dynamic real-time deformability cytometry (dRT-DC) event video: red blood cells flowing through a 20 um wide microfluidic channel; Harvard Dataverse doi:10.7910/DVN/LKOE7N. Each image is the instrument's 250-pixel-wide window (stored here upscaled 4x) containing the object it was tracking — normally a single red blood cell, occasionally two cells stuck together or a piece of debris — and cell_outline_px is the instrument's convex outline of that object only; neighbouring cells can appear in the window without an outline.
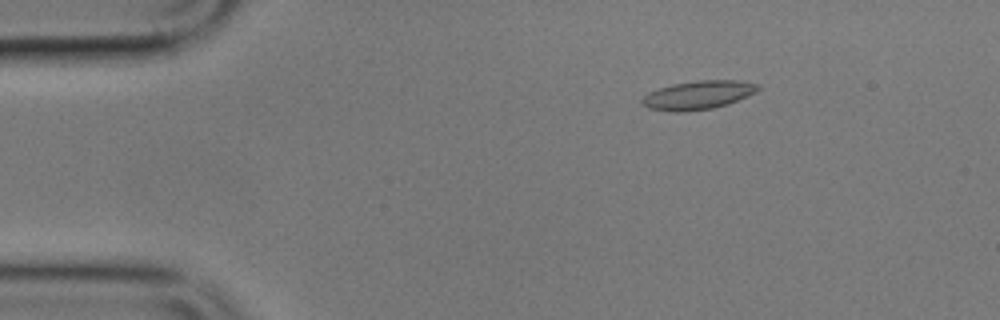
{"species": "common noctule bat (a hibernating species)", "species_latin": "Nyctalus noctula", "temperature_condition": "cold", "stored_images_in_passage": 5, "camera_frame_rate_fps": 3000, "um_per_image_px": 0.085, "animal": {"sex": "male", "body_mass_g": 17.9}, "frame": {"image": 1, "passage_image": 3, "time_ms": 2.0, "image_size_px": [1000, 320], "cell_outline_px": [[760, 88], [728, 104], [712, 108], [680, 112], [672, 112], [648, 108], [640, 100], [648, 92], [672, 84], [696, 80], [736, 80], [760, 84]], "centroid_in_image_um": [59.29, 8.07], "position_along_channel_um": 25.7, "area_um2": 19.07}}
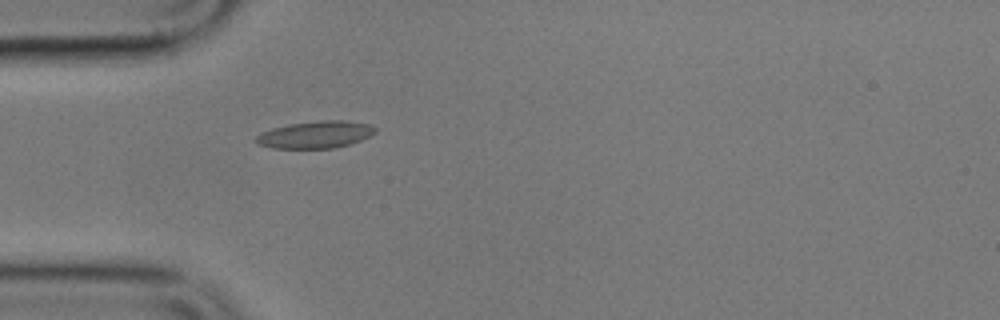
{"frame": {"image": 2, "passage_image": 5, "time_ms": 4.667, "image_size_px": [1000, 320], "cell_outline_px": [[376, 132], [360, 140], [336, 148], [272, 148], [256, 144], [252, 140], [256, 136], [272, 128], [288, 124], [324, 120], [344, 120], [368, 124], [376, 128]], "centroid_in_image_um": [26.77, 11.45], "position_along_channel_um": 58.2, "area_um2": 18.79}}